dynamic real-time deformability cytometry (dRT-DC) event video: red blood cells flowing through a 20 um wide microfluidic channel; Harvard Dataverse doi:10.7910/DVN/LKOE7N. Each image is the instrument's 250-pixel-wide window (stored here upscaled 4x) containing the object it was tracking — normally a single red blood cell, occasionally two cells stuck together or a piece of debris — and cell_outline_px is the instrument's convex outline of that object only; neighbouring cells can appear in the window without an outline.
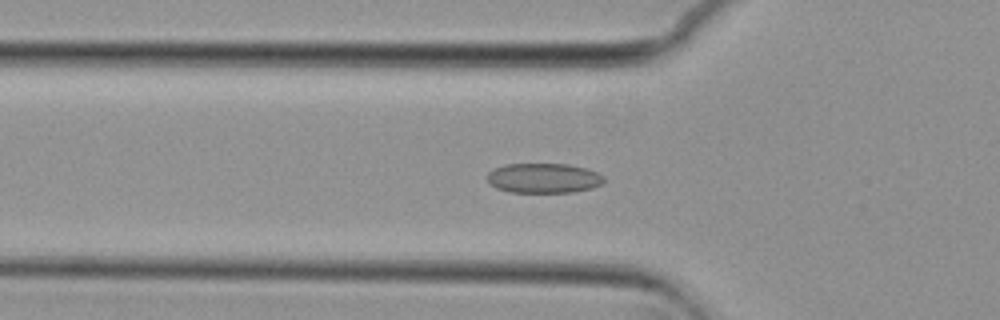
{"species": "common noctule bat (a hibernating species)", "species_latin": "Nyctalus noctula", "temperature_condition": "cold", "stored_images_in_passage": 53, "camera_frame_rate_fps": 3000, "um_per_image_px": 0.085, "animal": {"sex": "female", "body_mass_g": 29.2, "forearm_length_mm": 56.3}, "frame": {"image": 1, "passage_image": 17, "time_ms": 5.333, "image_size_px": [1000, 320], "cell_outline_px": [[604, 180], [600, 184], [592, 188], [572, 192], [508, 192], [496, 188], [488, 184], [484, 176], [492, 168], [504, 164], [568, 164], [584, 168], [596, 172], [604, 176]], "centroid_in_image_um": [46.11, 15.14], "position_along_channel_um": 79.7, "area_um2": 20.52}}
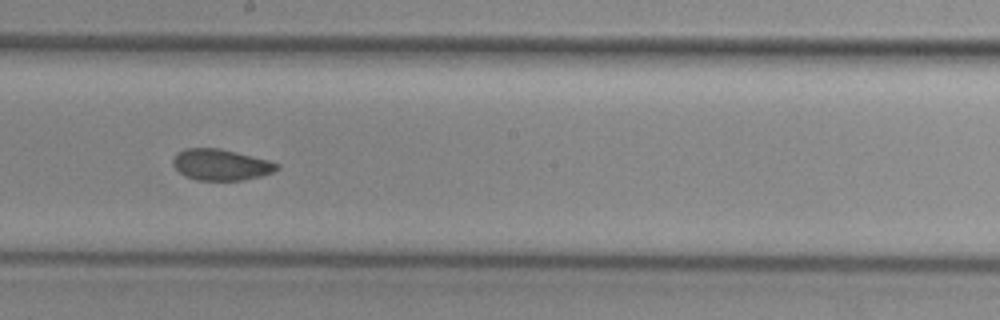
{"frame": {"image": 2, "passage_image": 29, "time_ms": 9.333, "image_size_px": [1000, 320], "cell_outline_px": [[280, 168], [272, 172], [260, 176], [244, 180], [196, 180], [184, 176], [172, 164], [172, 160], [176, 152], [184, 148], [220, 148], [268, 160], [280, 164]], "centroid_in_image_um": [18.75, 13.99], "position_along_channel_um": 229.5, "area_um2": 18.96}}
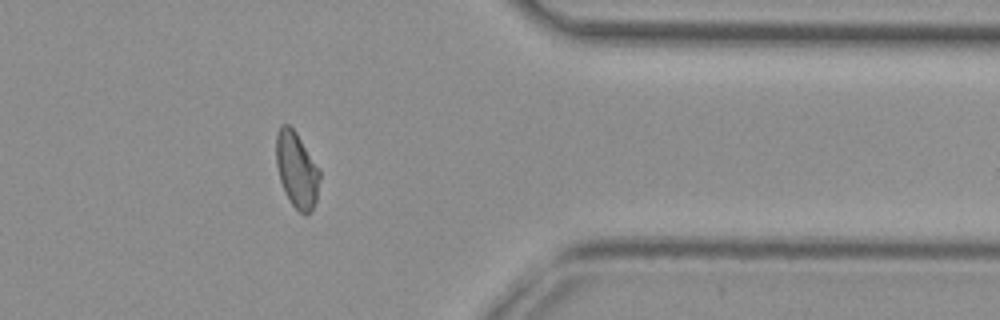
{"frame": {"image": 3, "passage_image": 43, "time_ms": 14.0, "image_size_px": [1000, 320], "cell_outline_px": [[320, 176], [316, 200], [312, 208], [304, 216], [288, 200], [284, 192], [280, 180], [276, 164], [276, 136], [280, 124], [288, 124], [296, 132], [320, 168]], "centroid_in_image_um": [25.21, 14.42], "position_along_channel_um": 386.2, "area_um2": 19.31}, "authors_computed_cell_mechanics": {"area_um2": 19.5364, "velocity_mm_per_s": 3.7284, "shape_relaxation_time_tau1_ms": null, "shape_relaxation_time_tau2_ms": 2.0039, "deformation_change_tau1": null, "deformation_change_tau2": 0.0636}}